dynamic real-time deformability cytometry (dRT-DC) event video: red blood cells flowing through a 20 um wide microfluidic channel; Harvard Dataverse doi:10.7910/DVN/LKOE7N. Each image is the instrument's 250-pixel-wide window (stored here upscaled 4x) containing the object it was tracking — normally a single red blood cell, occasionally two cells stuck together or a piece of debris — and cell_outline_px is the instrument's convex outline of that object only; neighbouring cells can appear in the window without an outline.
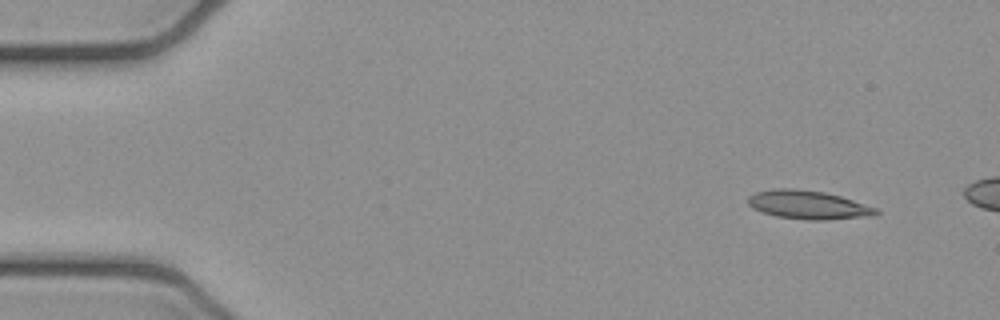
{"species": "common noctule bat (a hibernating species)", "species_latin": "Nyctalus noctula", "temperature_condition": "cold", "stored_images_in_passage": 4, "camera_frame_rate_fps": 3000, "um_per_image_px": 0.085, "animal": {"sex": "female", "body_mass_g": 21.9}, "frame": {"image": 1, "passage_image": 1, "time_ms": 0.0, "image_size_px": [1000, 320], "cell_outline_px": [[880, 212], [876, 216], [824, 220], [808, 220], [776, 216], [752, 208], [748, 204], [748, 196], [756, 192], [772, 188], [792, 188], [824, 192], [840, 196], [876, 208]], "centroid_in_image_um": [68.7, 17.41], "position_along_channel_um": 16.3, "area_um2": 21.33}}